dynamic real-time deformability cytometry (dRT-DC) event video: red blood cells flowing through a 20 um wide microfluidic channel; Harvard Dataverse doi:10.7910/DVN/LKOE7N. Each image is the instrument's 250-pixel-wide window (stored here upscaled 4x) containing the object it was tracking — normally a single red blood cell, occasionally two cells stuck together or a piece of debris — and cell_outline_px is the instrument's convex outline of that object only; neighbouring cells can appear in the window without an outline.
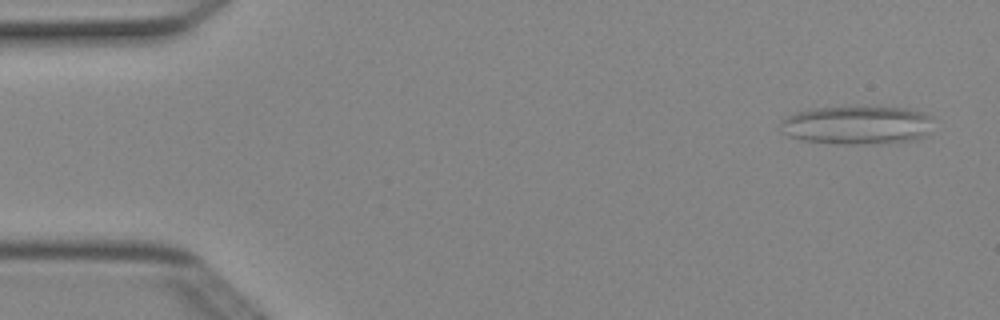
{"species": "Egyptian fruit bat (a non-hibernating species)", "species_latin": "Rousettus aegyptiacus", "temperature_condition": "cold", "stored_images_in_passage": 4, "camera_frame_rate_fps": 3000, "um_per_image_px": 0.085, "animal": {"sex": "female"}, "frame": {"image": 1, "passage_image": 1, "time_ms": 0.0, "image_size_px": [1000, 320], "cell_outline_px": [[928, 132], [924, 136], [916, 140], [880, 144], [844, 144], [804, 140], [788, 136], [780, 132], [780, 120], [784, 116], [796, 112], [816, 108], [868, 104], [904, 108], [924, 112], [928, 116]], "centroid_in_image_um": [72.79, 10.6], "position_along_channel_um": 12.2, "area_um2": 35.2}}